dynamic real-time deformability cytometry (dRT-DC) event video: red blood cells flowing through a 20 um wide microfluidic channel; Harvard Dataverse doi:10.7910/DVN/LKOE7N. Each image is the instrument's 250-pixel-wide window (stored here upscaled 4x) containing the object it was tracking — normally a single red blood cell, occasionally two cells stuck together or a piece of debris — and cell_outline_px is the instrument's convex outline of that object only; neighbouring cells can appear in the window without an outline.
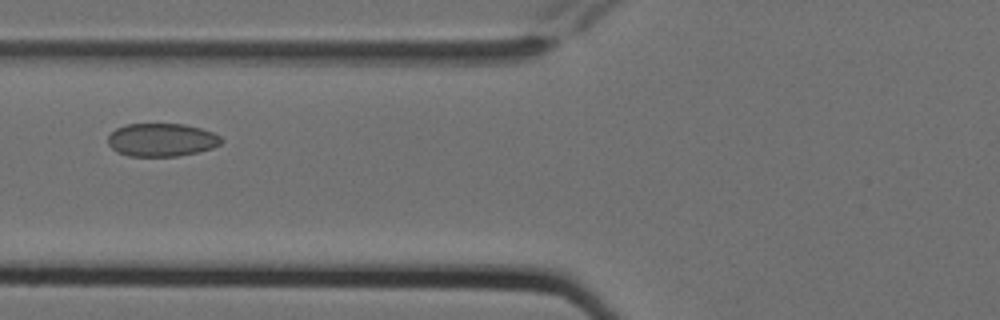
{"species": "Egyptian fruit bat (a non-hibernating species)", "species_latin": "Rousettus aegyptiacus", "temperature_condition": "cold", "stored_images_in_passage": 10, "camera_frame_rate_fps": 3000, "um_per_image_px": 0.085, "animal": {"sex": "female"}, "frame": {"image": 1, "passage_image": 6, "time_ms": 1.667, "image_size_px": [1000, 320], "cell_outline_px": [[224, 140], [220, 144], [212, 148], [196, 152], [176, 156], [128, 156], [116, 152], [108, 144], [108, 136], [116, 128], [128, 124], [184, 124], [200, 128], [212, 132], [220, 136]], "centroid_in_image_um": [13.73, 11.89], "position_along_channel_um": 112.1, "area_um2": 21.85}}
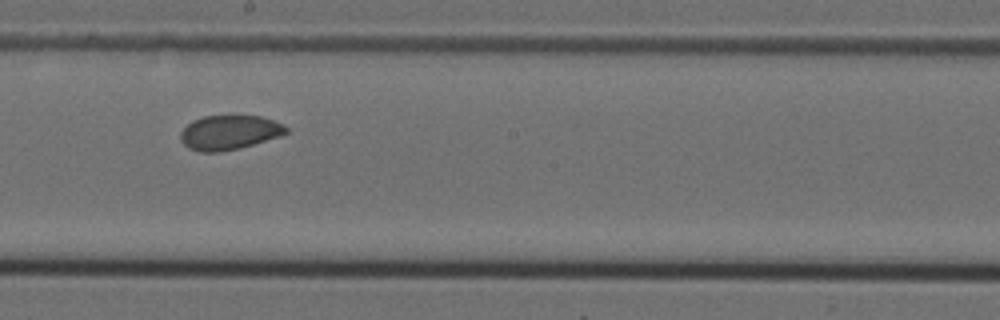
{"frame": {"image": 2, "passage_image": 9, "time_ms": 2.667, "image_size_px": [1000, 320], "cell_outline_px": [[288, 132], [280, 136], [240, 148], [220, 152], [200, 152], [188, 148], [180, 140], [180, 132], [192, 120], [204, 116], [260, 116], [284, 124], [288, 128]], "centroid_in_image_um": [19.48, 11.27], "position_along_channel_um": 228.7, "area_um2": 21.21}}
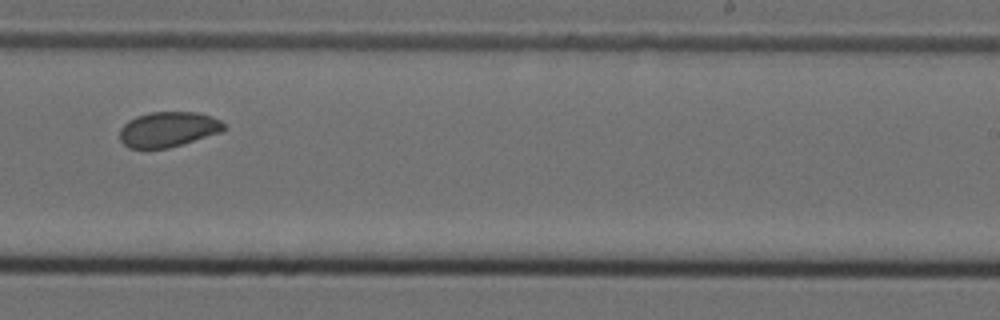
{"frame": {"image": 3, "passage_image": 10, "time_ms": 3.0, "image_size_px": [1000, 320], "cell_outline_px": [[224, 128], [220, 132], [168, 148], [128, 148], [120, 140], [120, 128], [128, 120], [136, 116], [152, 112], [196, 112], [212, 116], [220, 120], [224, 124]], "centroid_in_image_um": [14.26, 10.98], "position_along_channel_um": 274.7, "area_um2": 21.15}}